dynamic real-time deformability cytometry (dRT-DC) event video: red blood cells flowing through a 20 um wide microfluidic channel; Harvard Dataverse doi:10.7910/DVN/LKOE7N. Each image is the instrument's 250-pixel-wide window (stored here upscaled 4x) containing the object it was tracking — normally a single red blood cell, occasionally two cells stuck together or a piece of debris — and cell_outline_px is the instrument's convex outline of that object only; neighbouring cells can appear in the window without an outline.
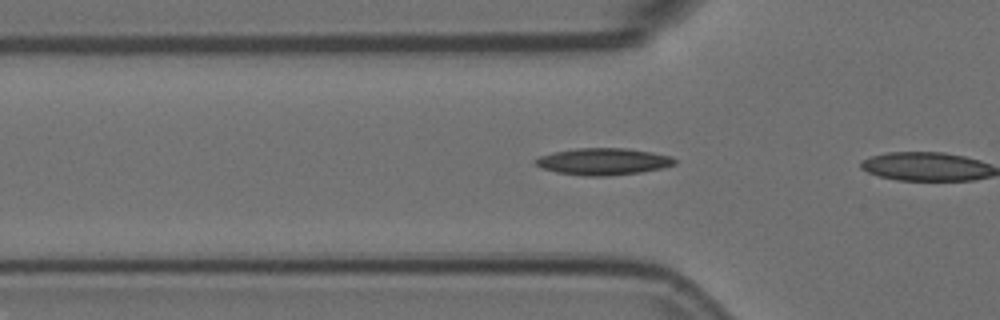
{"species": "Egyptian fruit bat (a non-hibernating species)", "species_latin": "Rousettus aegyptiacus", "temperature_condition": "room temperature", "stored_images_in_passage": 2, "camera_frame_rate_fps": 3000, "um_per_image_px": 0.085, "animal": {"sex": "female"}, "frame": {"image": 1, "passage_image": 2, "time_ms": 0.333, "image_size_px": [1000, 320], "cell_outline_px": [[676, 164], [664, 168], [640, 172], [604, 176], [584, 176], [556, 172], [544, 168], [536, 164], [532, 160], [540, 156], [552, 152], [576, 148], [628, 148], [652, 152], [672, 156], [676, 160]], "centroid_in_image_um": [51.29, 13.72], "position_along_channel_um": 74.5, "area_um2": 21.85}}